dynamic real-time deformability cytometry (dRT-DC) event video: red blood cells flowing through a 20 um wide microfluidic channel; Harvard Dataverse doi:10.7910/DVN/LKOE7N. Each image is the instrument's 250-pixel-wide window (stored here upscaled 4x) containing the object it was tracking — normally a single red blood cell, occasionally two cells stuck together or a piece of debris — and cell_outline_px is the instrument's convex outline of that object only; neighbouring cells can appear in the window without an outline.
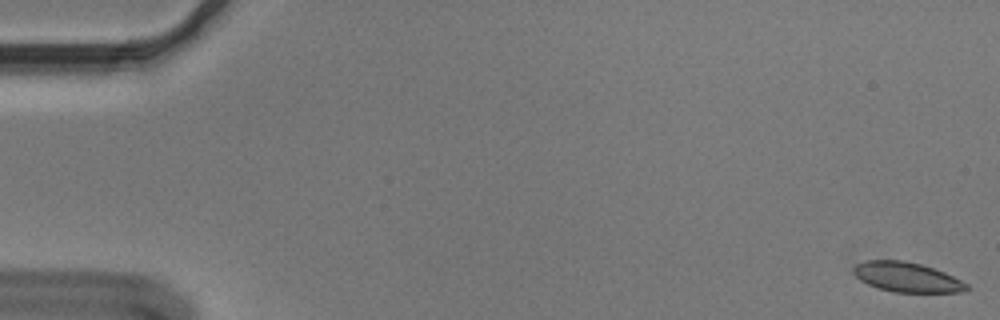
{"species": "Egyptian fruit bat (a non-hibernating species)", "species_latin": "Rousettus aegyptiacus", "temperature_condition": "cold", "stored_images_in_passage": 56, "camera_frame_rate_fps": 3000, "um_per_image_px": 0.085, "animal": {"sex": "male"}, "frame": {"image": 1, "passage_image": 1, "time_ms": 0.0, "image_size_px": [1000, 320], "cell_outline_px": [[968, 288], [964, 292], [892, 292], [868, 284], [860, 280], [852, 272], [852, 268], [856, 264], [864, 260], [904, 260], [920, 264], [944, 272], [968, 284]], "centroid_in_image_um": [77.05, 23.55], "position_along_channel_um": 8.0, "area_um2": 19.54}}
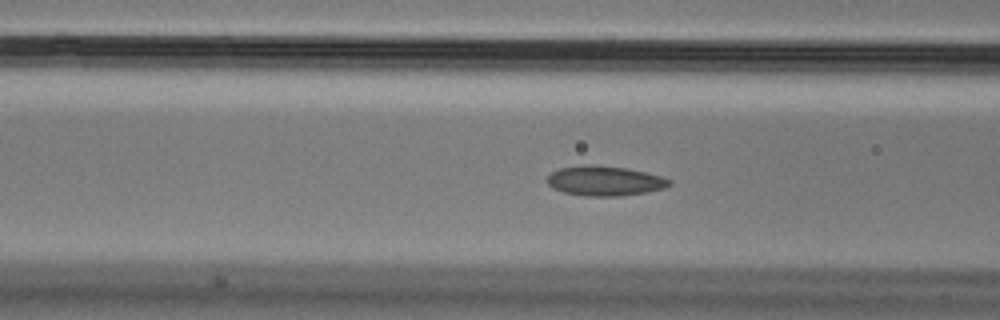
{"frame": {"image": 2, "passage_image": 22, "time_ms": 7.0, "image_size_px": [1000, 320], "cell_outline_px": [[672, 184], [664, 188], [644, 192], [620, 196], [584, 196], [564, 192], [552, 188], [544, 180], [552, 172], [560, 168], [584, 164], [592, 164], [628, 168], [660, 176], [672, 180]], "centroid_in_image_um": [51.37, 15.36], "position_along_channel_um": 115.2, "area_um2": 21.33}}
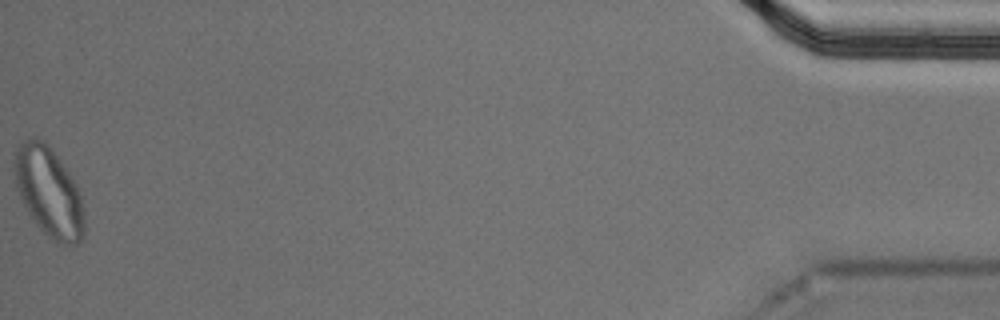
{"frame": {"image": 3, "passage_image": 56, "time_ms": 18.333, "image_size_px": [1000, 320], "cell_outline_px": [[84, 240], [76, 244], [56, 244], [36, 224], [28, 212], [16, 188], [12, 164], [12, 152], [24, 140], [32, 136], [36, 136], [44, 140], [48, 144], [68, 172], [76, 184], [84, 208]], "centroid_in_image_um": [4.12, 16.29], "position_along_channel_um": 431.1, "area_um2": 36.99}, "authors_computed_cell_mechanics": {"area_um2": 20.8658, "velocity_mm_per_s": 3.6075, "shape_relaxation_time_tau1_ms": null, "shape_relaxation_time_tau2_ms": 1.98, "deformation_change_tau1": null, "deformation_change_tau2": 0.0685}}